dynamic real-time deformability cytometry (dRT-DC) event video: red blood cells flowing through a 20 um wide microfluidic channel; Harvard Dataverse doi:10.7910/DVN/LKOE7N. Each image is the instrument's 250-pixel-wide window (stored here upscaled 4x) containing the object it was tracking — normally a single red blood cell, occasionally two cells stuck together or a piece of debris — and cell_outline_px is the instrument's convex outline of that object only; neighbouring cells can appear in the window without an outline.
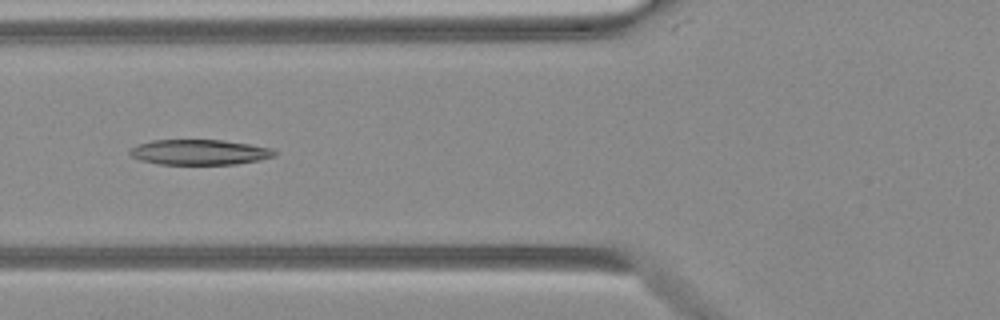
{"species": "Egyptian fruit bat (a non-hibernating species)", "species_latin": "Rousettus aegyptiacus", "temperature_condition": "warm", "stored_images_in_passage": 35, "camera_frame_rate_fps": 3000, "um_per_image_px": 0.085, "animal": {"sex": "female"}, "frame": {"image": 1, "passage_image": 4, "time_ms": 1.0, "image_size_px": [1000, 320], "cell_outline_px": [[276, 156], [260, 160], [236, 164], [160, 164], [140, 160], [132, 156], [128, 152], [132, 148], [140, 144], [152, 140], [224, 140], [272, 148], [276, 152]], "centroid_in_image_um": [16.99, 12.94], "position_along_channel_um": 108.8, "area_um2": 21.21}}
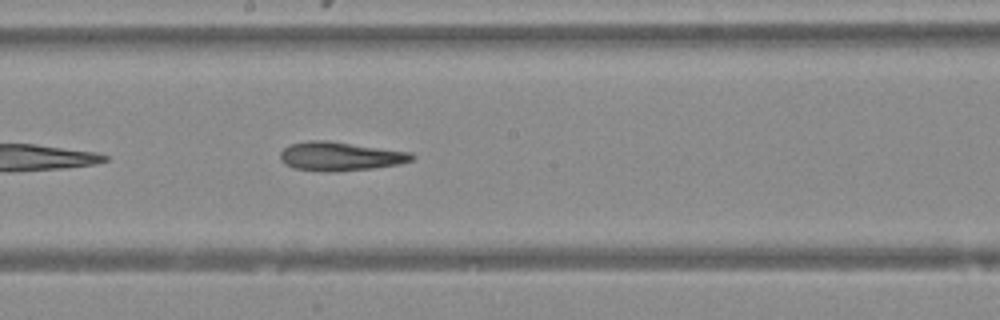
{"frame": {"image": 2, "passage_image": 12, "time_ms": 3.667, "image_size_px": [1000, 320], "cell_outline_px": [[416, 156], [412, 160], [400, 164], [372, 168], [332, 172], [328, 172], [292, 168], [284, 164], [280, 160], [280, 152], [288, 144], [308, 140], [328, 140], [412, 152]], "centroid_in_image_um": [28.89, 13.28], "position_along_channel_um": 219.3, "area_um2": 22.43}}
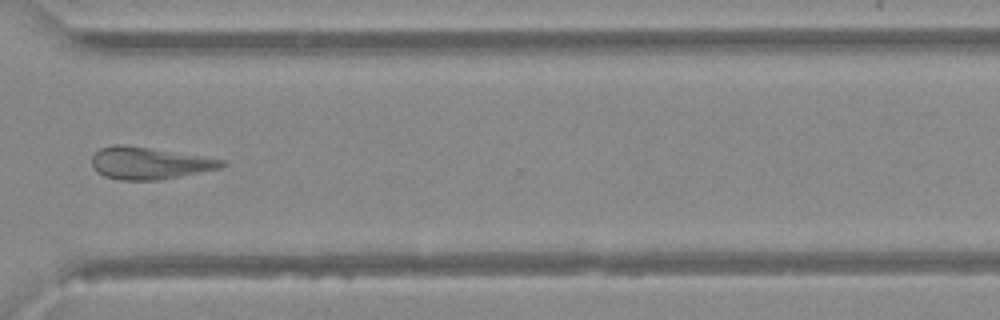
{"frame": {"image": 3, "passage_image": 22, "time_ms": 7.0, "image_size_px": [1000, 320], "cell_outline_px": [[228, 164], [220, 168], [160, 180], [120, 180], [104, 176], [96, 172], [92, 164], [92, 156], [100, 148], [116, 144], [124, 144], [224, 160]], "centroid_in_image_um": [12.65, 13.87], "position_along_channel_um": 358.0, "area_um2": 24.04}}